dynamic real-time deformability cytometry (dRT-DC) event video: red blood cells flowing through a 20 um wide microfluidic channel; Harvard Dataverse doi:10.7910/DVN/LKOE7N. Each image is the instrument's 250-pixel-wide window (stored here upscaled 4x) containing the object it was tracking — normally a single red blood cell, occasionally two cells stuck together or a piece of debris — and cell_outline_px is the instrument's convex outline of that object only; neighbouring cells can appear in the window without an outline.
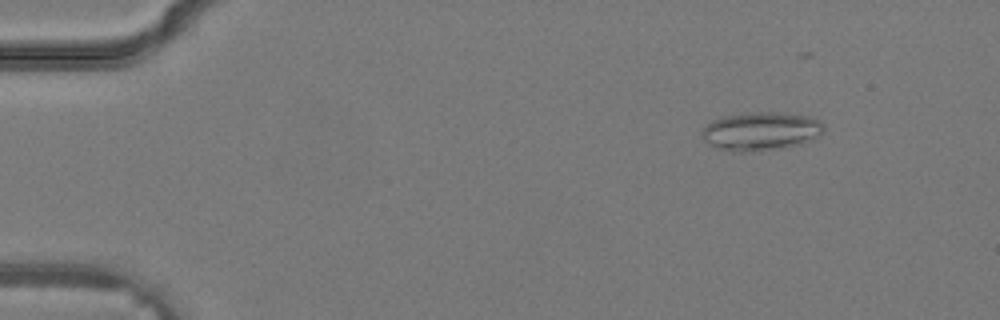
{"species": "common noctule bat (a hibernating species)", "species_latin": "Nyctalus noctula", "temperature_condition": "warm", "stored_images_in_passage": 16, "camera_frame_rate_fps": 3000, "um_per_image_px": 0.085, "animal": {"sex": "male", "body_mass_g": 19.2, "forearm_length_mm": 51.8}, "frame": {"image": 1, "passage_image": 5, "time_ms": 1.333, "image_size_px": [1000, 320], "cell_outline_px": [[824, 132], [820, 136], [800, 144], [784, 148], [752, 152], [736, 152], [716, 148], [708, 144], [704, 140], [700, 132], [712, 120], [724, 116], [748, 112], [788, 112], [812, 116], [820, 120], [824, 128]], "centroid_in_image_um": [64.7, 11.15], "position_along_channel_um": 20.3, "area_um2": 27.92}}